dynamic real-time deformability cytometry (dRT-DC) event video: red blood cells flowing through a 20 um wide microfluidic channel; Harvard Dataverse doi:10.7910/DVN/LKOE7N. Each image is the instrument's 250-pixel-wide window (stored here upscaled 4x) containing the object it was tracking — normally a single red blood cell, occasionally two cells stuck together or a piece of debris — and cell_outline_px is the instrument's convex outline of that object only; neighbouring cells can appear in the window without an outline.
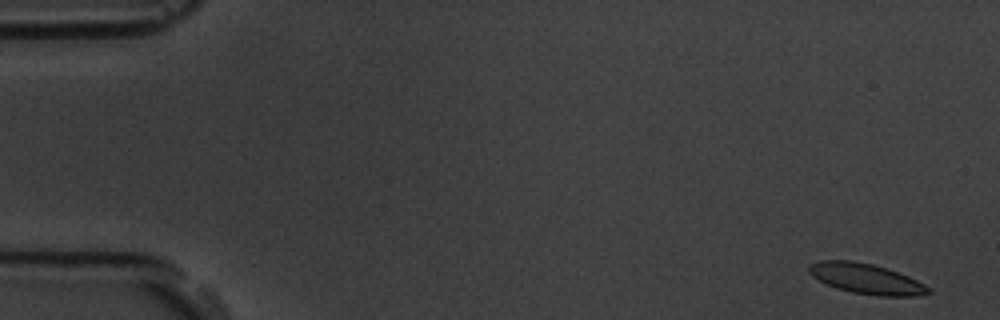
{"species": "common noctule bat (a hibernating species)", "species_latin": "Nyctalus noctula", "temperature_condition": "room temperature", "stored_images_in_passage": 4, "camera_frame_rate_fps": 3000, "um_per_image_px": 0.085, "animal": {"sex": "male", "body_mass_g": 19.5, "forearm_length_mm": 54.6}, "frame": {"image": 1, "passage_image": 1, "time_ms": 0.0, "image_size_px": [1000, 320], "cell_outline_px": [[932, 292], [916, 296], [880, 296], [852, 292], [836, 288], [812, 276], [808, 272], [808, 264], [820, 260], [852, 260], [872, 264], [908, 276], [932, 288]], "centroid_in_image_um": [73.62, 23.69], "position_along_channel_um": 11.4, "area_um2": 20.98}}